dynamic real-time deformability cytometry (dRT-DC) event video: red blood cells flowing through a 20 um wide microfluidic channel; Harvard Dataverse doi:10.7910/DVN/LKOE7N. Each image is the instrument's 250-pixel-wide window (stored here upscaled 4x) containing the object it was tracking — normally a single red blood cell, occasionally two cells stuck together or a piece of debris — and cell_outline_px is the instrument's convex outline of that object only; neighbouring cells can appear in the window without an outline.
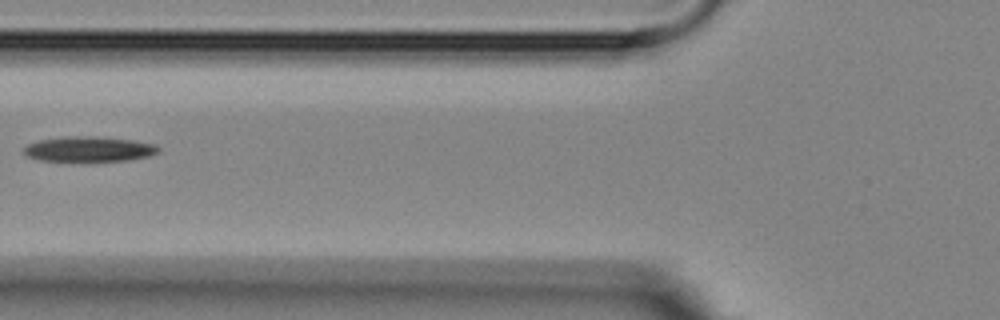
{"species": "Egyptian fruit bat (a non-hibernating species)", "species_latin": "Rousettus aegyptiacus", "temperature_condition": "room temperature", "stored_images_in_passage": 8, "camera_frame_rate_fps": 3000, "um_per_image_px": 0.085, "animal": {"sex": "female"}, "frame": {"image": 1, "passage_image": 8, "time_ms": 8.667, "image_size_px": [1000, 320], "cell_outline_px": [[160, 152], [148, 156], [128, 160], [40, 160], [28, 156], [24, 152], [24, 148], [28, 144], [40, 140], [64, 136], [96, 136], [132, 140], [156, 144], [160, 148]], "centroid_in_image_um": [7.6, 12.65], "position_along_channel_um": 118.2, "area_um2": 19.42}}